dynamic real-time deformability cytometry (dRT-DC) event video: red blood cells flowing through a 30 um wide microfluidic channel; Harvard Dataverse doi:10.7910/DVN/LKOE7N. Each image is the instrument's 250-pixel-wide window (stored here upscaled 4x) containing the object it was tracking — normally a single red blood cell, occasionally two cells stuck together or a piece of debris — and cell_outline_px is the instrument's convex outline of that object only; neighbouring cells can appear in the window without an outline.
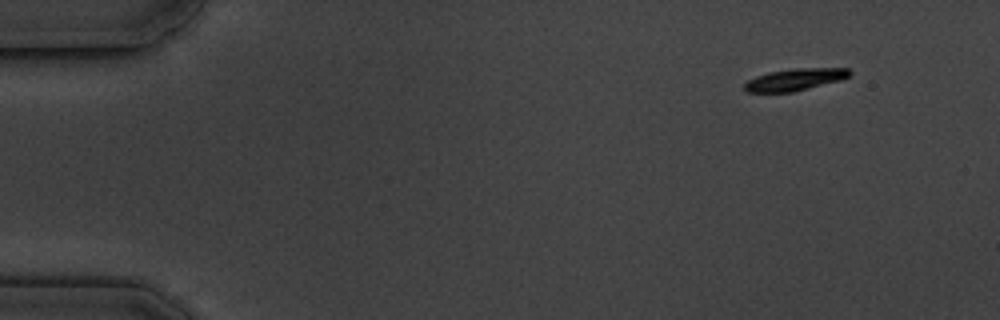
{"species": "common noctule bat (a hibernating species)", "species_latin": "Nyctalus noctula", "temperature_condition": "cold", "stored_images_in_passage": 10, "camera_frame_rate_fps": 3000, "um_per_image_px": 0.085, "animal": {"sex": "male", "body_mass_g": 19.5, "forearm_length_mm": 54.6}, "frame": {"image": 1, "passage_image": 1, "time_ms": 0.0, "image_size_px": [1000, 320], "cell_outline_px": [[852, 72], [848, 76], [840, 80], [792, 92], [748, 92], [744, 88], [744, 84], [748, 80], [756, 76], [768, 72], [792, 68], [848, 68]], "centroid_in_image_um": [67.55, 6.75], "position_along_channel_um": 17.5, "area_um2": 13.35}}
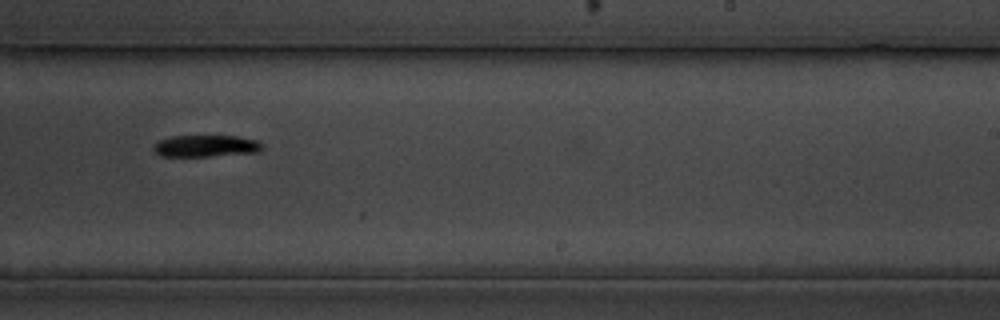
{"frame": {"image": 2, "passage_image": 10, "time_ms": 10.333, "image_size_px": [1000, 320], "cell_outline_px": [[264, 148], [260, 152], [208, 156], [160, 156], [152, 148], [152, 144], [168, 136], [236, 136], [256, 140]], "centroid_in_image_um": [17.46, 12.4], "position_along_channel_um": 271.5, "area_um2": 13.81}}